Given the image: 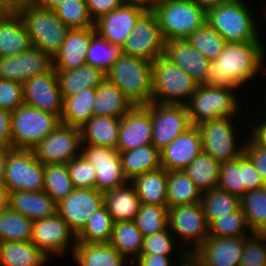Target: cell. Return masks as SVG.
I'll return each instance as SVG.
<instances>
[{"label":"cell","mask_w":266,"mask_h":266,"mask_svg":"<svg viewBox=\"0 0 266 266\" xmlns=\"http://www.w3.org/2000/svg\"><path fill=\"white\" fill-rule=\"evenodd\" d=\"M202 191L184 170L167 171V207L201 202Z\"/></svg>","instance_id":"cell-38"},{"label":"cell","mask_w":266,"mask_h":266,"mask_svg":"<svg viewBox=\"0 0 266 266\" xmlns=\"http://www.w3.org/2000/svg\"><path fill=\"white\" fill-rule=\"evenodd\" d=\"M240 204L251 231L266 233V185L247 191Z\"/></svg>","instance_id":"cell-42"},{"label":"cell","mask_w":266,"mask_h":266,"mask_svg":"<svg viewBox=\"0 0 266 266\" xmlns=\"http://www.w3.org/2000/svg\"><path fill=\"white\" fill-rule=\"evenodd\" d=\"M130 185V186H129ZM104 193V206L114 223L134 221L140 207V200L132 184Z\"/></svg>","instance_id":"cell-32"},{"label":"cell","mask_w":266,"mask_h":266,"mask_svg":"<svg viewBox=\"0 0 266 266\" xmlns=\"http://www.w3.org/2000/svg\"><path fill=\"white\" fill-rule=\"evenodd\" d=\"M65 0H32L37 6L45 9L54 10L58 5L63 3Z\"/></svg>","instance_id":"cell-64"},{"label":"cell","mask_w":266,"mask_h":266,"mask_svg":"<svg viewBox=\"0 0 266 266\" xmlns=\"http://www.w3.org/2000/svg\"><path fill=\"white\" fill-rule=\"evenodd\" d=\"M168 229L169 227L167 226L164 230L145 237L141 254L171 256L173 249H175L173 242L175 240H173L172 232Z\"/></svg>","instance_id":"cell-53"},{"label":"cell","mask_w":266,"mask_h":266,"mask_svg":"<svg viewBox=\"0 0 266 266\" xmlns=\"http://www.w3.org/2000/svg\"><path fill=\"white\" fill-rule=\"evenodd\" d=\"M104 205V193L96 188H74L57 203V213L77 236L86 226L87 220Z\"/></svg>","instance_id":"cell-16"},{"label":"cell","mask_w":266,"mask_h":266,"mask_svg":"<svg viewBox=\"0 0 266 266\" xmlns=\"http://www.w3.org/2000/svg\"><path fill=\"white\" fill-rule=\"evenodd\" d=\"M19 5L17 0H0V14L14 12Z\"/></svg>","instance_id":"cell-61"},{"label":"cell","mask_w":266,"mask_h":266,"mask_svg":"<svg viewBox=\"0 0 266 266\" xmlns=\"http://www.w3.org/2000/svg\"><path fill=\"white\" fill-rule=\"evenodd\" d=\"M11 147H0V185L4 184L5 163Z\"/></svg>","instance_id":"cell-60"},{"label":"cell","mask_w":266,"mask_h":266,"mask_svg":"<svg viewBox=\"0 0 266 266\" xmlns=\"http://www.w3.org/2000/svg\"><path fill=\"white\" fill-rule=\"evenodd\" d=\"M123 54V46L113 45L96 33L87 50L86 64L106 73Z\"/></svg>","instance_id":"cell-46"},{"label":"cell","mask_w":266,"mask_h":266,"mask_svg":"<svg viewBox=\"0 0 266 266\" xmlns=\"http://www.w3.org/2000/svg\"><path fill=\"white\" fill-rule=\"evenodd\" d=\"M248 139V142H244V154L252 161L266 185V149L256 145L249 137Z\"/></svg>","instance_id":"cell-55"},{"label":"cell","mask_w":266,"mask_h":266,"mask_svg":"<svg viewBox=\"0 0 266 266\" xmlns=\"http://www.w3.org/2000/svg\"><path fill=\"white\" fill-rule=\"evenodd\" d=\"M164 56L199 85L204 84L209 60L186 39L165 42Z\"/></svg>","instance_id":"cell-26"},{"label":"cell","mask_w":266,"mask_h":266,"mask_svg":"<svg viewBox=\"0 0 266 266\" xmlns=\"http://www.w3.org/2000/svg\"><path fill=\"white\" fill-rule=\"evenodd\" d=\"M71 240L72 248H69ZM31 242L49 257L50 254H64L68 248L74 252L77 236L64 219L56 213L54 216L33 221Z\"/></svg>","instance_id":"cell-17"},{"label":"cell","mask_w":266,"mask_h":266,"mask_svg":"<svg viewBox=\"0 0 266 266\" xmlns=\"http://www.w3.org/2000/svg\"><path fill=\"white\" fill-rule=\"evenodd\" d=\"M16 11L24 22L32 46L53 58L70 28L60 20L54 10L37 6L32 1L21 3Z\"/></svg>","instance_id":"cell-3"},{"label":"cell","mask_w":266,"mask_h":266,"mask_svg":"<svg viewBox=\"0 0 266 266\" xmlns=\"http://www.w3.org/2000/svg\"><path fill=\"white\" fill-rule=\"evenodd\" d=\"M167 218V206L141 203L134 222L145 238L164 230L168 226Z\"/></svg>","instance_id":"cell-48"},{"label":"cell","mask_w":266,"mask_h":266,"mask_svg":"<svg viewBox=\"0 0 266 266\" xmlns=\"http://www.w3.org/2000/svg\"><path fill=\"white\" fill-rule=\"evenodd\" d=\"M67 168L74 188H95V168L81 154L69 161Z\"/></svg>","instance_id":"cell-52"},{"label":"cell","mask_w":266,"mask_h":266,"mask_svg":"<svg viewBox=\"0 0 266 266\" xmlns=\"http://www.w3.org/2000/svg\"><path fill=\"white\" fill-rule=\"evenodd\" d=\"M220 166L221 163L202 151L184 171L203 193L218 186Z\"/></svg>","instance_id":"cell-40"},{"label":"cell","mask_w":266,"mask_h":266,"mask_svg":"<svg viewBox=\"0 0 266 266\" xmlns=\"http://www.w3.org/2000/svg\"><path fill=\"white\" fill-rule=\"evenodd\" d=\"M123 172L130 182L136 176L161 168L160 151L153 145H145L130 151H119Z\"/></svg>","instance_id":"cell-35"},{"label":"cell","mask_w":266,"mask_h":266,"mask_svg":"<svg viewBox=\"0 0 266 266\" xmlns=\"http://www.w3.org/2000/svg\"><path fill=\"white\" fill-rule=\"evenodd\" d=\"M201 205L209 225L219 216L237 211L241 207L239 197L218 187L202 193Z\"/></svg>","instance_id":"cell-43"},{"label":"cell","mask_w":266,"mask_h":266,"mask_svg":"<svg viewBox=\"0 0 266 266\" xmlns=\"http://www.w3.org/2000/svg\"><path fill=\"white\" fill-rule=\"evenodd\" d=\"M167 223L169 230L185 245L191 242L190 255L209 237V224L201 202L168 208Z\"/></svg>","instance_id":"cell-14"},{"label":"cell","mask_w":266,"mask_h":266,"mask_svg":"<svg viewBox=\"0 0 266 266\" xmlns=\"http://www.w3.org/2000/svg\"><path fill=\"white\" fill-rule=\"evenodd\" d=\"M198 85L164 55L152 62V102L186 105Z\"/></svg>","instance_id":"cell-6"},{"label":"cell","mask_w":266,"mask_h":266,"mask_svg":"<svg viewBox=\"0 0 266 266\" xmlns=\"http://www.w3.org/2000/svg\"><path fill=\"white\" fill-rule=\"evenodd\" d=\"M150 106H133L121 117L118 133V151H130L152 144Z\"/></svg>","instance_id":"cell-23"},{"label":"cell","mask_w":266,"mask_h":266,"mask_svg":"<svg viewBox=\"0 0 266 266\" xmlns=\"http://www.w3.org/2000/svg\"><path fill=\"white\" fill-rule=\"evenodd\" d=\"M232 117L205 121L197 127L202 138L203 152L219 163L239 158L244 153V144L238 146ZM237 143V144H236Z\"/></svg>","instance_id":"cell-10"},{"label":"cell","mask_w":266,"mask_h":266,"mask_svg":"<svg viewBox=\"0 0 266 266\" xmlns=\"http://www.w3.org/2000/svg\"><path fill=\"white\" fill-rule=\"evenodd\" d=\"M202 151L200 130L192 126L160 151L161 166L166 171L184 170Z\"/></svg>","instance_id":"cell-24"},{"label":"cell","mask_w":266,"mask_h":266,"mask_svg":"<svg viewBox=\"0 0 266 266\" xmlns=\"http://www.w3.org/2000/svg\"><path fill=\"white\" fill-rule=\"evenodd\" d=\"M201 8H203L206 12L214 8L220 4L226 3L229 0H194Z\"/></svg>","instance_id":"cell-62"},{"label":"cell","mask_w":266,"mask_h":266,"mask_svg":"<svg viewBox=\"0 0 266 266\" xmlns=\"http://www.w3.org/2000/svg\"><path fill=\"white\" fill-rule=\"evenodd\" d=\"M81 149V155L95 168V188L98 191L106 193L126 183L129 184L117 149L91 144H85Z\"/></svg>","instance_id":"cell-15"},{"label":"cell","mask_w":266,"mask_h":266,"mask_svg":"<svg viewBox=\"0 0 266 266\" xmlns=\"http://www.w3.org/2000/svg\"><path fill=\"white\" fill-rule=\"evenodd\" d=\"M43 181V191L56 203L65 199L74 189L67 164H45Z\"/></svg>","instance_id":"cell-45"},{"label":"cell","mask_w":266,"mask_h":266,"mask_svg":"<svg viewBox=\"0 0 266 266\" xmlns=\"http://www.w3.org/2000/svg\"><path fill=\"white\" fill-rule=\"evenodd\" d=\"M247 237L209 236L191 256L201 266H239Z\"/></svg>","instance_id":"cell-22"},{"label":"cell","mask_w":266,"mask_h":266,"mask_svg":"<svg viewBox=\"0 0 266 266\" xmlns=\"http://www.w3.org/2000/svg\"><path fill=\"white\" fill-rule=\"evenodd\" d=\"M0 147H11V111L0 108Z\"/></svg>","instance_id":"cell-57"},{"label":"cell","mask_w":266,"mask_h":266,"mask_svg":"<svg viewBox=\"0 0 266 266\" xmlns=\"http://www.w3.org/2000/svg\"><path fill=\"white\" fill-rule=\"evenodd\" d=\"M44 164L33 150L11 149L5 163L4 185L8 192L43 191Z\"/></svg>","instance_id":"cell-9"},{"label":"cell","mask_w":266,"mask_h":266,"mask_svg":"<svg viewBox=\"0 0 266 266\" xmlns=\"http://www.w3.org/2000/svg\"><path fill=\"white\" fill-rule=\"evenodd\" d=\"M249 232L253 233L241 207L237 211L219 216L209 225V236L214 237H244Z\"/></svg>","instance_id":"cell-49"},{"label":"cell","mask_w":266,"mask_h":266,"mask_svg":"<svg viewBox=\"0 0 266 266\" xmlns=\"http://www.w3.org/2000/svg\"><path fill=\"white\" fill-rule=\"evenodd\" d=\"M23 104V84L0 79V108L12 112Z\"/></svg>","instance_id":"cell-54"},{"label":"cell","mask_w":266,"mask_h":266,"mask_svg":"<svg viewBox=\"0 0 266 266\" xmlns=\"http://www.w3.org/2000/svg\"><path fill=\"white\" fill-rule=\"evenodd\" d=\"M60 123L56 115L25 104L19 106L11 112V148L32 150Z\"/></svg>","instance_id":"cell-8"},{"label":"cell","mask_w":266,"mask_h":266,"mask_svg":"<svg viewBox=\"0 0 266 266\" xmlns=\"http://www.w3.org/2000/svg\"><path fill=\"white\" fill-rule=\"evenodd\" d=\"M180 266H201L191 255L190 250H186L185 252H181V257L179 258Z\"/></svg>","instance_id":"cell-63"},{"label":"cell","mask_w":266,"mask_h":266,"mask_svg":"<svg viewBox=\"0 0 266 266\" xmlns=\"http://www.w3.org/2000/svg\"><path fill=\"white\" fill-rule=\"evenodd\" d=\"M209 61L215 60L226 45L224 38L207 22L186 38Z\"/></svg>","instance_id":"cell-47"},{"label":"cell","mask_w":266,"mask_h":266,"mask_svg":"<svg viewBox=\"0 0 266 266\" xmlns=\"http://www.w3.org/2000/svg\"><path fill=\"white\" fill-rule=\"evenodd\" d=\"M266 265V233L253 232L245 239L239 266Z\"/></svg>","instance_id":"cell-51"},{"label":"cell","mask_w":266,"mask_h":266,"mask_svg":"<svg viewBox=\"0 0 266 266\" xmlns=\"http://www.w3.org/2000/svg\"><path fill=\"white\" fill-rule=\"evenodd\" d=\"M96 88H85L82 91L64 98L62 124L81 128L93 117V104Z\"/></svg>","instance_id":"cell-37"},{"label":"cell","mask_w":266,"mask_h":266,"mask_svg":"<svg viewBox=\"0 0 266 266\" xmlns=\"http://www.w3.org/2000/svg\"><path fill=\"white\" fill-rule=\"evenodd\" d=\"M140 203L167 206V171L162 167L133 178Z\"/></svg>","instance_id":"cell-31"},{"label":"cell","mask_w":266,"mask_h":266,"mask_svg":"<svg viewBox=\"0 0 266 266\" xmlns=\"http://www.w3.org/2000/svg\"><path fill=\"white\" fill-rule=\"evenodd\" d=\"M53 68V58L34 46L15 56L0 57V79L4 80L23 83Z\"/></svg>","instance_id":"cell-19"},{"label":"cell","mask_w":266,"mask_h":266,"mask_svg":"<svg viewBox=\"0 0 266 266\" xmlns=\"http://www.w3.org/2000/svg\"><path fill=\"white\" fill-rule=\"evenodd\" d=\"M144 237L134 221H122L114 223L110 244L120 255L131 256L129 262H133L143 248Z\"/></svg>","instance_id":"cell-39"},{"label":"cell","mask_w":266,"mask_h":266,"mask_svg":"<svg viewBox=\"0 0 266 266\" xmlns=\"http://www.w3.org/2000/svg\"><path fill=\"white\" fill-rule=\"evenodd\" d=\"M251 128L250 139L261 148L266 149V118L258 124H253Z\"/></svg>","instance_id":"cell-59"},{"label":"cell","mask_w":266,"mask_h":266,"mask_svg":"<svg viewBox=\"0 0 266 266\" xmlns=\"http://www.w3.org/2000/svg\"><path fill=\"white\" fill-rule=\"evenodd\" d=\"M244 1L229 0L206 12V22L226 43H242L259 39L252 12ZM256 26V27H255Z\"/></svg>","instance_id":"cell-5"},{"label":"cell","mask_w":266,"mask_h":266,"mask_svg":"<svg viewBox=\"0 0 266 266\" xmlns=\"http://www.w3.org/2000/svg\"><path fill=\"white\" fill-rule=\"evenodd\" d=\"M72 254L78 266H123L129 261L110 243L77 242Z\"/></svg>","instance_id":"cell-33"},{"label":"cell","mask_w":266,"mask_h":266,"mask_svg":"<svg viewBox=\"0 0 266 266\" xmlns=\"http://www.w3.org/2000/svg\"><path fill=\"white\" fill-rule=\"evenodd\" d=\"M48 259L31 241L0 243V266H43Z\"/></svg>","instance_id":"cell-36"},{"label":"cell","mask_w":266,"mask_h":266,"mask_svg":"<svg viewBox=\"0 0 266 266\" xmlns=\"http://www.w3.org/2000/svg\"><path fill=\"white\" fill-rule=\"evenodd\" d=\"M114 221L103 205L89 220L86 226L77 235V242L82 243H110Z\"/></svg>","instance_id":"cell-44"},{"label":"cell","mask_w":266,"mask_h":266,"mask_svg":"<svg viewBox=\"0 0 266 266\" xmlns=\"http://www.w3.org/2000/svg\"><path fill=\"white\" fill-rule=\"evenodd\" d=\"M22 84L25 105L61 118L64 99L59 89L54 68L49 72L29 78Z\"/></svg>","instance_id":"cell-18"},{"label":"cell","mask_w":266,"mask_h":266,"mask_svg":"<svg viewBox=\"0 0 266 266\" xmlns=\"http://www.w3.org/2000/svg\"><path fill=\"white\" fill-rule=\"evenodd\" d=\"M32 46L24 22L17 11L0 14V57L21 54Z\"/></svg>","instance_id":"cell-27"},{"label":"cell","mask_w":266,"mask_h":266,"mask_svg":"<svg viewBox=\"0 0 266 266\" xmlns=\"http://www.w3.org/2000/svg\"><path fill=\"white\" fill-rule=\"evenodd\" d=\"M8 207L32 221L57 213V203L44 191L9 192Z\"/></svg>","instance_id":"cell-28"},{"label":"cell","mask_w":266,"mask_h":266,"mask_svg":"<svg viewBox=\"0 0 266 266\" xmlns=\"http://www.w3.org/2000/svg\"><path fill=\"white\" fill-rule=\"evenodd\" d=\"M146 11L142 6L124 2L119 8L95 21L96 32L111 44L123 46L138 19Z\"/></svg>","instance_id":"cell-20"},{"label":"cell","mask_w":266,"mask_h":266,"mask_svg":"<svg viewBox=\"0 0 266 266\" xmlns=\"http://www.w3.org/2000/svg\"><path fill=\"white\" fill-rule=\"evenodd\" d=\"M120 123L121 118L110 116L91 117L80 128L82 146L87 143L117 149Z\"/></svg>","instance_id":"cell-30"},{"label":"cell","mask_w":266,"mask_h":266,"mask_svg":"<svg viewBox=\"0 0 266 266\" xmlns=\"http://www.w3.org/2000/svg\"><path fill=\"white\" fill-rule=\"evenodd\" d=\"M148 105L152 121V144L159 151L192 127L186 105L152 101Z\"/></svg>","instance_id":"cell-11"},{"label":"cell","mask_w":266,"mask_h":266,"mask_svg":"<svg viewBox=\"0 0 266 266\" xmlns=\"http://www.w3.org/2000/svg\"><path fill=\"white\" fill-rule=\"evenodd\" d=\"M152 11L165 42L186 39L206 22V11L194 0H161Z\"/></svg>","instance_id":"cell-4"},{"label":"cell","mask_w":266,"mask_h":266,"mask_svg":"<svg viewBox=\"0 0 266 266\" xmlns=\"http://www.w3.org/2000/svg\"><path fill=\"white\" fill-rule=\"evenodd\" d=\"M81 147V130L60 123L32 150L36 159L44 165L67 164L81 154Z\"/></svg>","instance_id":"cell-12"},{"label":"cell","mask_w":266,"mask_h":266,"mask_svg":"<svg viewBox=\"0 0 266 266\" xmlns=\"http://www.w3.org/2000/svg\"><path fill=\"white\" fill-rule=\"evenodd\" d=\"M133 106L122 91L105 79L97 88L93 104V116H110L121 118Z\"/></svg>","instance_id":"cell-34"},{"label":"cell","mask_w":266,"mask_h":266,"mask_svg":"<svg viewBox=\"0 0 266 266\" xmlns=\"http://www.w3.org/2000/svg\"><path fill=\"white\" fill-rule=\"evenodd\" d=\"M56 75L63 99L85 88H97L106 79L103 70L88 64L67 71H56Z\"/></svg>","instance_id":"cell-29"},{"label":"cell","mask_w":266,"mask_h":266,"mask_svg":"<svg viewBox=\"0 0 266 266\" xmlns=\"http://www.w3.org/2000/svg\"><path fill=\"white\" fill-rule=\"evenodd\" d=\"M90 17L95 22L102 15L119 8L124 0H86Z\"/></svg>","instance_id":"cell-56"},{"label":"cell","mask_w":266,"mask_h":266,"mask_svg":"<svg viewBox=\"0 0 266 266\" xmlns=\"http://www.w3.org/2000/svg\"><path fill=\"white\" fill-rule=\"evenodd\" d=\"M33 221L9 207L0 210V243L32 240Z\"/></svg>","instance_id":"cell-41"},{"label":"cell","mask_w":266,"mask_h":266,"mask_svg":"<svg viewBox=\"0 0 266 266\" xmlns=\"http://www.w3.org/2000/svg\"><path fill=\"white\" fill-rule=\"evenodd\" d=\"M264 51L259 39L226 43L219 56L209 61L204 85L238 88L258 73L264 61Z\"/></svg>","instance_id":"cell-1"},{"label":"cell","mask_w":266,"mask_h":266,"mask_svg":"<svg viewBox=\"0 0 266 266\" xmlns=\"http://www.w3.org/2000/svg\"><path fill=\"white\" fill-rule=\"evenodd\" d=\"M9 192L4 184L0 185V210L8 208Z\"/></svg>","instance_id":"cell-66"},{"label":"cell","mask_w":266,"mask_h":266,"mask_svg":"<svg viewBox=\"0 0 266 266\" xmlns=\"http://www.w3.org/2000/svg\"><path fill=\"white\" fill-rule=\"evenodd\" d=\"M127 3H132L144 7L147 10H152L161 0H124Z\"/></svg>","instance_id":"cell-65"},{"label":"cell","mask_w":266,"mask_h":266,"mask_svg":"<svg viewBox=\"0 0 266 266\" xmlns=\"http://www.w3.org/2000/svg\"><path fill=\"white\" fill-rule=\"evenodd\" d=\"M263 186L261 175L244 153L235 160L221 163L218 188L241 198L247 191Z\"/></svg>","instance_id":"cell-21"},{"label":"cell","mask_w":266,"mask_h":266,"mask_svg":"<svg viewBox=\"0 0 266 266\" xmlns=\"http://www.w3.org/2000/svg\"><path fill=\"white\" fill-rule=\"evenodd\" d=\"M164 48L165 41L157 17L152 10H147L129 34L123 45V52L153 62L157 57L164 55Z\"/></svg>","instance_id":"cell-13"},{"label":"cell","mask_w":266,"mask_h":266,"mask_svg":"<svg viewBox=\"0 0 266 266\" xmlns=\"http://www.w3.org/2000/svg\"><path fill=\"white\" fill-rule=\"evenodd\" d=\"M95 26L69 29L60 49L53 57L55 71H67L86 64V55Z\"/></svg>","instance_id":"cell-25"},{"label":"cell","mask_w":266,"mask_h":266,"mask_svg":"<svg viewBox=\"0 0 266 266\" xmlns=\"http://www.w3.org/2000/svg\"><path fill=\"white\" fill-rule=\"evenodd\" d=\"M170 256L158 254H140L133 262L134 266H172Z\"/></svg>","instance_id":"cell-58"},{"label":"cell","mask_w":266,"mask_h":266,"mask_svg":"<svg viewBox=\"0 0 266 266\" xmlns=\"http://www.w3.org/2000/svg\"><path fill=\"white\" fill-rule=\"evenodd\" d=\"M236 88L198 85L186 104L192 126H198L205 121L234 117L239 110Z\"/></svg>","instance_id":"cell-7"},{"label":"cell","mask_w":266,"mask_h":266,"mask_svg":"<svg viewBox=\"0 0 266 266\" xmlns=\"http://www.w3.org/2000/svg\"><path fill=\"white\" fill-rule=\"evenodd\" d=\"M132 106H146L152 99V62L123 54L106 72Z\"/></svg>","instance_id":"cell-2"},{"label":"cell","mask_w":266,"mask_h":266,"mask_svg":"<svg viewBox=\"0 0 266 266\" xmlns=\"http://www.w3.org/2000/svg\"><path fill=\"white\" fill-rule=\"evenodd\" d=\"M17 1L21 4V3H24V2H30L32 0H17Z\"/></svg>","instance_id":"cell-67"},{"label":"cell","mask_w":266,"mask_h":266,"mask_svg":"<svg viewBox=\"0 0 266 266\" xmlns=\"http://www.w3.org/2000/svg\"><path fill=\"white\" fill-rule=\"evenodd\" d=\"M54 11L70 29L89 28L95 25L89 15L86 0H65Z\"/></svg>","instance_id":"cell-50"}]
</instances>
